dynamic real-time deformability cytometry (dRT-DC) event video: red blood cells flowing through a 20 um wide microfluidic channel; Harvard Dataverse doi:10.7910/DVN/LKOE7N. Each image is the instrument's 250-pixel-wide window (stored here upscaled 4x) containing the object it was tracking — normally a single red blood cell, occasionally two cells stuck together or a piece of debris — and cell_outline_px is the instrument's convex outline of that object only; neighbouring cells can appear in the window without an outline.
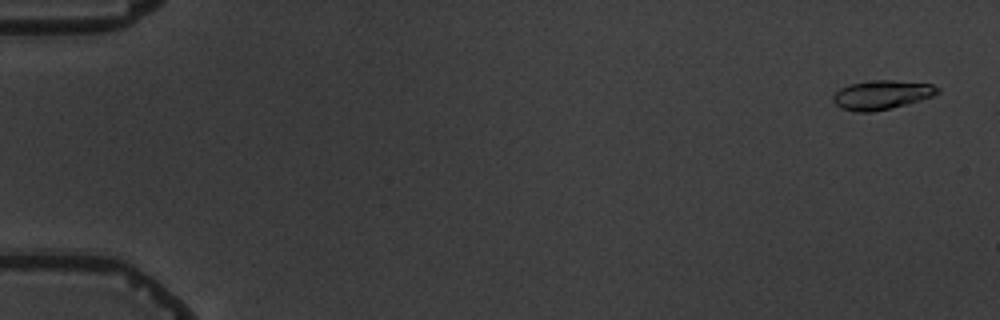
{"species": "common noctule bat (a hibernating species)", "species_latin": "Nyctalus noctula", "temperature_condition": "warm", "stored_images_in_passage": 3, "camera_frame_rate_fps": 3000, "um_per_image_px": 0.085, "animal": {"sex": "male", "body_mass_g": 19.5, "forearm_length_mm": 54.6}, "frame": {"image": 1, "passage_image": 1, "time_ms": 0.0, "image_size_px": [1000, 320], "cell_outline_px": [[940, 92], [932, 96], [920, 100], [872, 112], [856, 112], [840, 108], [832, 100], [832, 96], [840, 88], [848, 84], [876, 80], [892, 80], [932, 84], [940, 88]], "centroid_in_image_um": [74.92, 8.05], "position_along_channel_um": 10.1, "area_um2": 17.57}}